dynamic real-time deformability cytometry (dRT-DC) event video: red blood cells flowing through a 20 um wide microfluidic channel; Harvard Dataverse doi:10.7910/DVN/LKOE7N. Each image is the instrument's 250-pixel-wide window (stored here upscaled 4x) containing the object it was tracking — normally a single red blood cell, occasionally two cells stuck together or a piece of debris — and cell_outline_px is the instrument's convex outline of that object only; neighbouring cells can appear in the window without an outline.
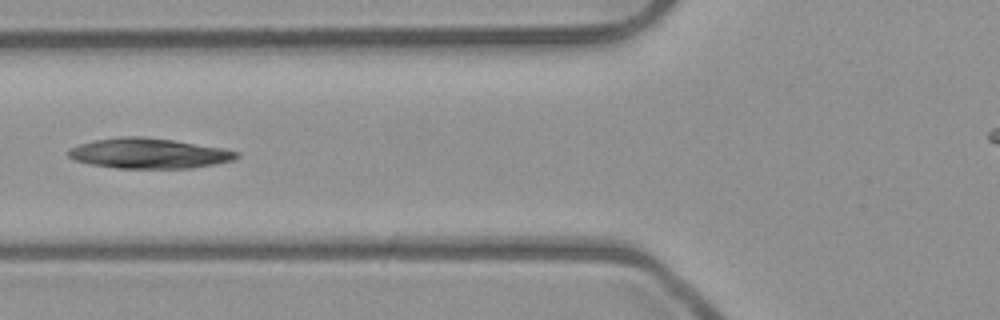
{"species": "common noctule bat (a hibernating species)", "species_latin": "Nyctalus noctula", "temperature_condition": "room temperature", "stored_images_in_passage": 6, "camera_frame_rate_fps": 3000, "um_per_image_px": 0.085, "animal": {"sex": "male", "body_mass_g": 23.1, "forearm_length_mm": 52.7}, "frame": {"image": 1, "passage_image": 5, "time_ms": 1.333, "image_size_px": [1000, 320], "cell_outline_px": [[240, 156], [232, 160], [216, 164], [192, 168], [116, 168], [88, 164], [76, 160], [68, 156], [68, 148], [80, 144], [96, 140], [120, 136], [144, 136], [172, 140], [224, 148], [240, 152]], "centroid_in_image_um": [12.66, 13.03], "position_along_channel_um": 113.1, "area_um2": 29.71}}
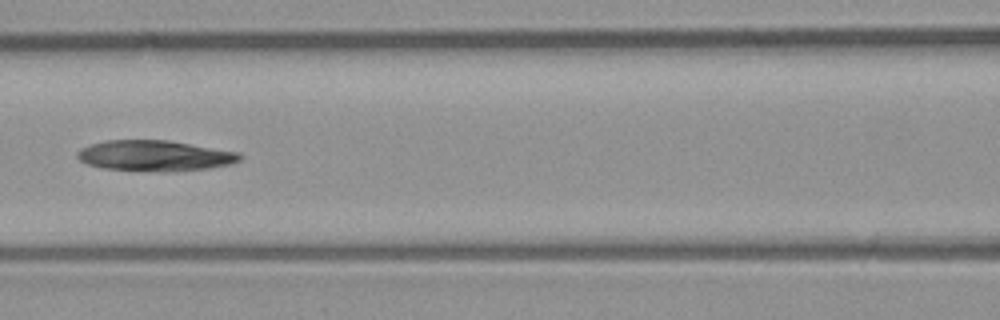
{"frame": {"image": 2, "passage_image": 6, "time_ms": 1.667, "image_size_px": [1000, 320], "cell_outline_px": [[244, 156], [240, 160], [232, 164], [208, 168], [164, 172], [100, 168], [88, 164], [80, 160], [76, 156], [76, 152], [80, 148], [92, 144], [108, 140], [168, 140], [240, 152]], "centroid_in_image_um": [13.18, 13.24], "position_along_channel_um": 153.4, "area_um2": 29.19}}